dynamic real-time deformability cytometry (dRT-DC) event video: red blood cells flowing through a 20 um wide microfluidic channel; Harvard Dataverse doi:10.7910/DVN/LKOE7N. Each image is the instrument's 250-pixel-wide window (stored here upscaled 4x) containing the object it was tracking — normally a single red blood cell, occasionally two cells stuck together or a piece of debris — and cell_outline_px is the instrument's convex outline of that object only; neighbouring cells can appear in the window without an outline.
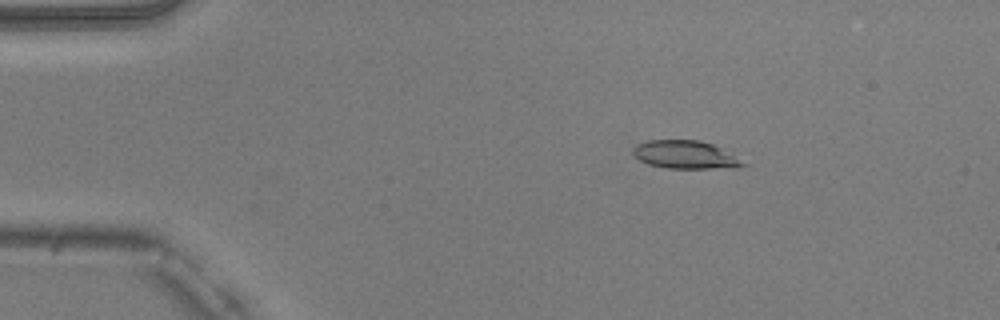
{"species": "common noctule bat (a hibernating species)", "species_latin": "Nyctalus noctula", "temperature_condition": "warm", "stored_images_in_passage": 51, "camera_frame_rate_fps": 3000, "um_per_image_px": 0.085, "animal": {"sex": "male", "body_mass_g": 20.5, "forearm_length_mm": 52.5}, "frame": {"image": 1, "passage_image": 9, "time_ms": 2.667, "image_size_px": [1000, 320], "cell_outline_px": [[748, 164], [712, 168], [668, 168], [648, 164], [640, 160], [632, 152], [632, 148], [636, 144], [648, 140], [700, 140], [712, 144], [720, 148]], "centroid_in_image_um": [58.15, 13.13], "position_along_channel_um": 26.9, "area_um2": 17.51}}
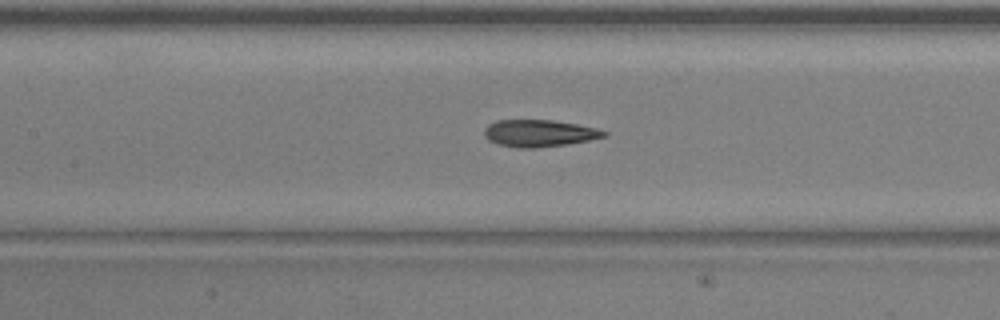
{"frame": {"image": 2, "passage_image": 24, "time_ms": 7.667, "image_size_px": [1000, 320], "cell_outline_px": [[608, 136], [568, 144], [536, 148], [516, 148], [500, 144], [488, 140], [484, 136], [484, 128], [488, 124], [496, 120], [552, 120], [576, 124], [596, 128], [608, 132]], "centroid_in_image_um": [45.82, 11.33], "position_along_channel_um": 161.6, "area_um2": 18.9}}
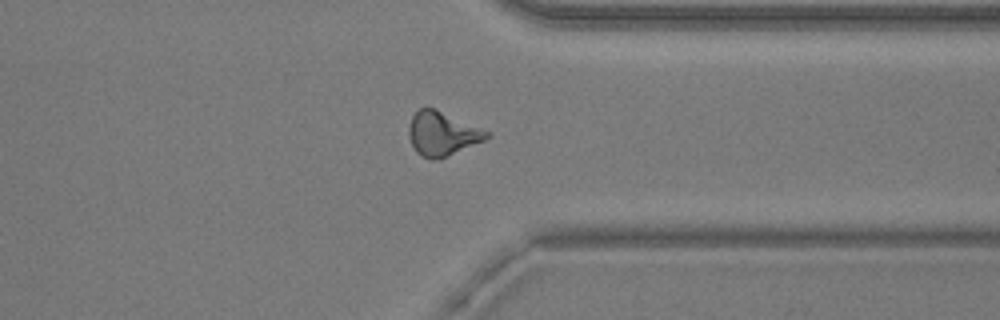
{"frame": {"image": 3, "passage_image": 40, "time_ms": 13.0, "image_size_px": [1000, 320], "cell_outline_px": [[492, 136], [484, 140], [436, 160], [428, 160], [420, 156], [416, 152], [408, 136], [408, 124], [412, 116], [420, 108], [436, 108], [492, 132]], "centroid_in_image_um": [37.59, 11.35], "position_along_channel_um": 373.8, "area_um2": 20.17}, "authors_computed_cell_mechanics": {"area_um2": 18.8428, "velocity_mm_per_s": 4.0338, "shape_relaxation_time_tau1_ms": 4.6402, "shape_relaxation_time_tau2_ms": 2.48, "deformation_change_tau1": 0.1806, "deformation_change_tau2": 0.1152}}